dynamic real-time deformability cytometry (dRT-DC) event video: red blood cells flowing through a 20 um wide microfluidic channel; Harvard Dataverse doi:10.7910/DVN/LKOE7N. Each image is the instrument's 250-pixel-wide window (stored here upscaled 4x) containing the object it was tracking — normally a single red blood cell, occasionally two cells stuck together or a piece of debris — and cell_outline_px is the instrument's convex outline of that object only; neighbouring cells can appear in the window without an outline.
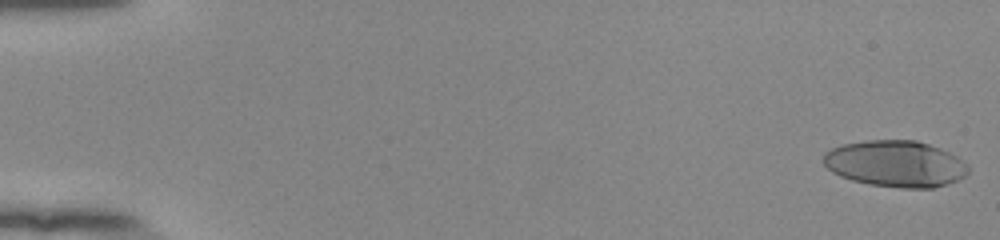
{"species": "human", "species_latin": "Homo sapiens", "temperature_condition": "room temperature", "stored_images_in_passage": 54, "camera_frame_rate_fps": 3000, "um_per_image_px": 0.085, "donor": {"sex": "female"}, "frame": {"image": 1, "passage_image": 1, "time_ms": 0.0, "image_size_px": [1000, 240], "cell_outline_px": [[968, 172], [964, 176], [948, 184], [932, 188], [900, 188], [868, 184], [852, 180], [840, 176], [832, 172], [824, 164], [824, 152], [840, 144], [864, 140], [916, 140], [940, 148], [964, 160], [968, 164]], "centroid_in_image_um": [76.11, 13.91], "position_along_channel_um": 8.9, "area_um2": 39.36}}
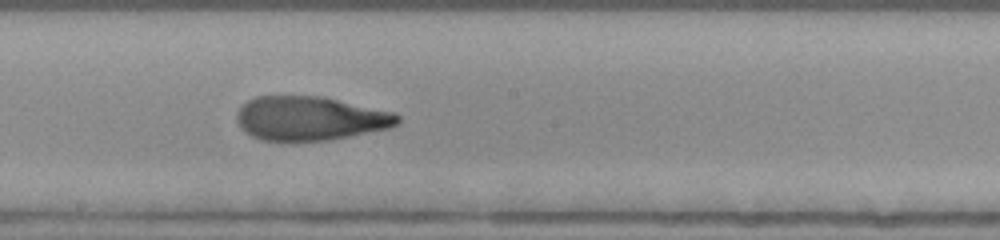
{"frame": {"image": 2, "passage_image": 31, "time_ms": 10.0, "image_size_px": [1000, 240], "cell_outline_px": [[400, 124], [392, 128], [328, 140], [288, 144], [260, 140], [244, 132], [240, 128], [236, 120], [236, 112], [248, 100], [256, 96], [320, 96], [396, 112], [400, 116]], "centroid_in_image_um": [26.34, 10.1], "position_along_channel_um": 221.9, "area_um2": 42.43}}
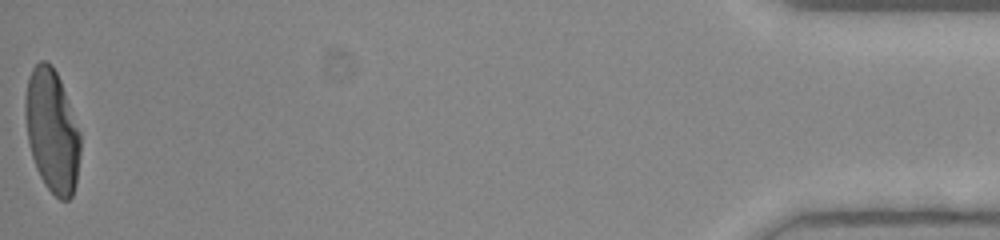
{"frame": {"image": 3, "passage_image": 54, "time_ms": 17.667, "image_size_px": [1000, 240], "cell_outline_px": [[80, 152], [76, 184], [72, 196], [68, 200], [60, 200], [44, 184], [36, 168], [32, 156], [28, 140], [24, 116], [24, 96], [28, 76], [32, 68], [40, 60], [44, 60], [52, 64], [60, 80], [80, 132]], "centroid_in_image_um": [4.4, 11.1], "position_along_channel_um": 430.8, "area_um2": 39.59}, "authors_computed_cell_mechanics": {"area_um2": 40.4311, "velocity_mm_per_s": 3.9048, "shape_relaxation_time_tau1_ms": 8.0384, "shape_relaxation_time_tau2_ms": 2.544, "deformation_change_tau1": 0.3317, "deformation_change_tau2": 0.08}}